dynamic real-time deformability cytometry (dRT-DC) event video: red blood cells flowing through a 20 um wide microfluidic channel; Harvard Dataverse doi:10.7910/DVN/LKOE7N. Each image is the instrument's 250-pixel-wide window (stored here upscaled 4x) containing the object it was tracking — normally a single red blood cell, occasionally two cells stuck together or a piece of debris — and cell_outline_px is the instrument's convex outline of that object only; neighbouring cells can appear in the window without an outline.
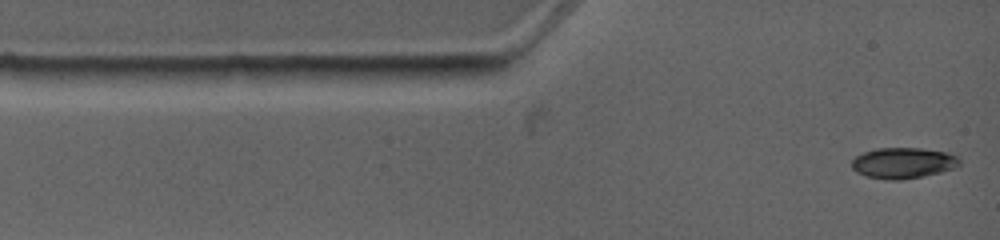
{"species": "common noctule bat (a hibernating species)", "species_latin": "Nyctalus noctula", "temperature_condition": "warm", "stored_images_in_passage": 5, "camera_frame_rate_fps": 4500, "um_per_image_px": 0.085, "animal": {"sex": "female", "body_mass_g": 19.0, "forearm_length_mm": 53.3}, "frame": {"image": 1, "passage_image": 1, "time_ms": 0.0, "image_size_px": [1000, 240], "cell_outline_px": [[960, 164], [956, 168], [924, 176], [900, 180], [888, 180], [868, 176], [856, 172], [852, 168], [852, 160], [856, 156], [864, 152], [876, 148], [920, 148], [948, 152], [956, 156], [960, 160]], "centroid_in_image_um": [76.78, 13.85], "position_along_channel_um": 8.2, "area_um2": 19.42}}
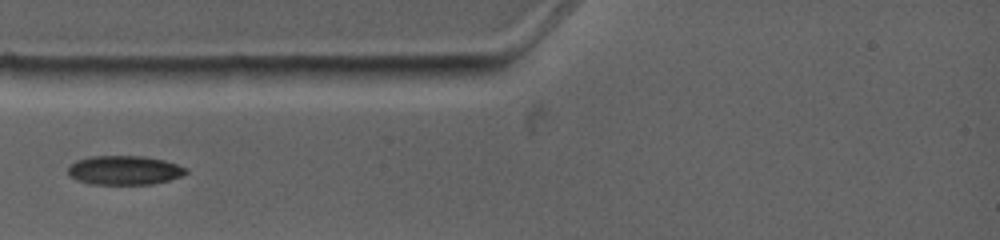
{"frame": {"image": 2, "passage_image": 4, "time_ms": 2.667, "image_size_px": [1000, 240], "cell_outline_px": [[188, 172], [180, 176], [168, 180], [152, 184], [92, 184], [76, 180], [68, 176], [68, 168], [76, 160], [92, 156], [144, 156], [164, 160], [188, 168]], "centroid_in_image_um": [10.56, 14.47], "position_along_channel_um": 74.4, "area_um2": 20.0}}
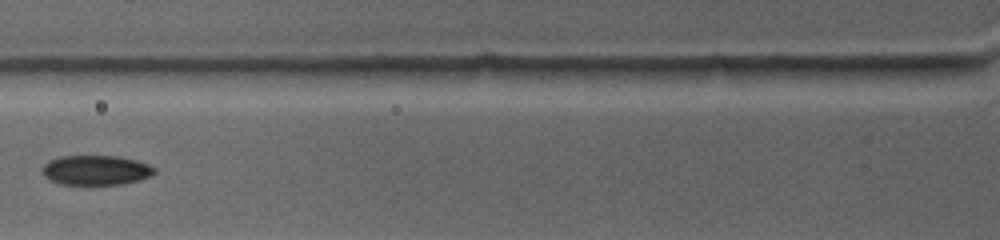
{"frame": {"image": 3, "passage_image": 5, "time_ms": 3.778, "image_size_px": [1000, 240], "cell_outline_px": [[156, 172], [140, 180], [124, 184], [60, 184], [48, 180], [40, 172], [40, 168], [48, 160], [60, 156], [120, 156], [136, 160], [148, 164], [156, 168]], "centroid_in_image_um": [8.11, 14.46], "position_along_channel_um": 117.7, "area_um2": 19.71}}